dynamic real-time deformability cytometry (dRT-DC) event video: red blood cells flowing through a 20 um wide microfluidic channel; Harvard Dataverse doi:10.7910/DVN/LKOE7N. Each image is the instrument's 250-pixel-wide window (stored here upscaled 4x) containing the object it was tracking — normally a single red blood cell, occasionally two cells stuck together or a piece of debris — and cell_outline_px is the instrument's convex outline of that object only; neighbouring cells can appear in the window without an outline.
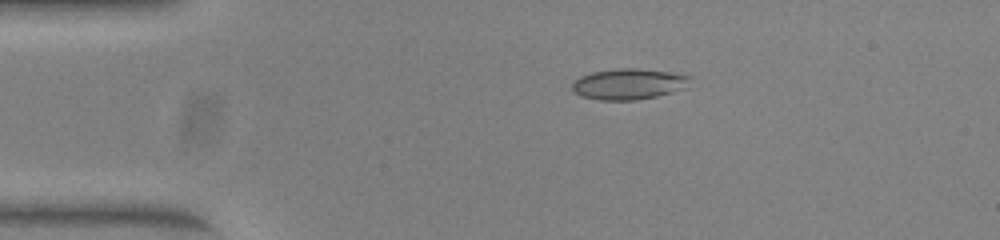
{"species": "common noctule bat (a hibernating species)", "species_latin": "Nyctalus noctula", "temperature_condition": "warm", "stored_images_in_passage": 43, "camera_frame_rate_fps": 3000, "um_per_image_px": 0.085, "animal": {"sex": "female", "body_mass_g": 23.0, "forearm_length_mm": 53.4}, "frame": {"image": 1, "passage_image": 1, "time_ms": 0.0, "image_size_px": [1000, 240], "cell_outline_px": [[692, 76], [684, 88], [672, 92], [656, 96], [636, 100], [600, 100], [580, 96], [572, 88], [572, 80], [580, 76], [592, 72], [620, 68], [636, 68], [672, 72]], "centroid_in_image_um": [53.41, 7.13], "position_along_channel_um": 31.6, "area_um2": 21.21}}
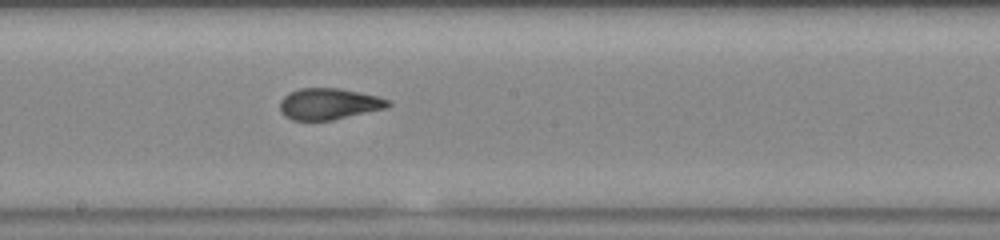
{"frame": {"image": 2, "passage_image": 19, "time_ms": 6.0, "image_size_px": [1000, 240], "cell_outline_px": [[392, 104], [388, 108], [332, 120], [292, 120], [284, 116], [280, 112], [280, 100], [288, 92], [300, 88], [340, 88], [376, 96], [388, 100]], "centroid_in_image_um": [27.93, 8.83], "position_along_channel_um": 220.3, "area_um2": 19.83}}
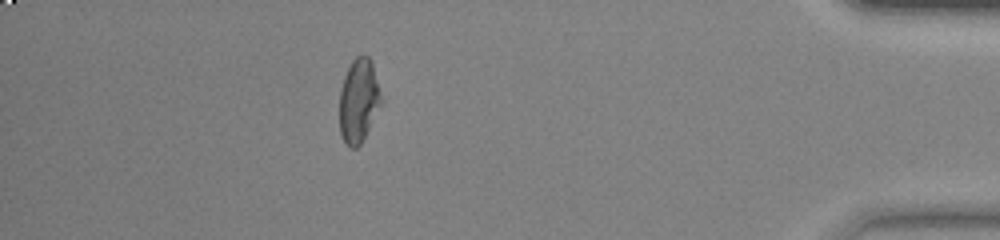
{"frame": {"image": 3, "passage_image": 37, "time_ms": 12.0, "image_size_px": [1000, 240], "cell_outline_px": [[384, 100], [360, 144], [356, 148], [352, 148], [340, 136], [340, 88], [344, 76], [352, 60], [356, 56], [364, 52], [372, 60]], "centroid_in_image_um": [30.52, 8.48], "position_along_channel_um": 404.7, "area_um2": 20.69}, "authors_computed_cell_mechanics": {"area_um2": 20.519, "velocity_mm_per_s": 3.9236, "shape_relaxation_time_tau1_ms": 9.3364, "shape_relaxation_time_tau2_ms": 1.104, "deformation_change_tau1": 0.2457, "deformation_change_tau2": 0.0602}}